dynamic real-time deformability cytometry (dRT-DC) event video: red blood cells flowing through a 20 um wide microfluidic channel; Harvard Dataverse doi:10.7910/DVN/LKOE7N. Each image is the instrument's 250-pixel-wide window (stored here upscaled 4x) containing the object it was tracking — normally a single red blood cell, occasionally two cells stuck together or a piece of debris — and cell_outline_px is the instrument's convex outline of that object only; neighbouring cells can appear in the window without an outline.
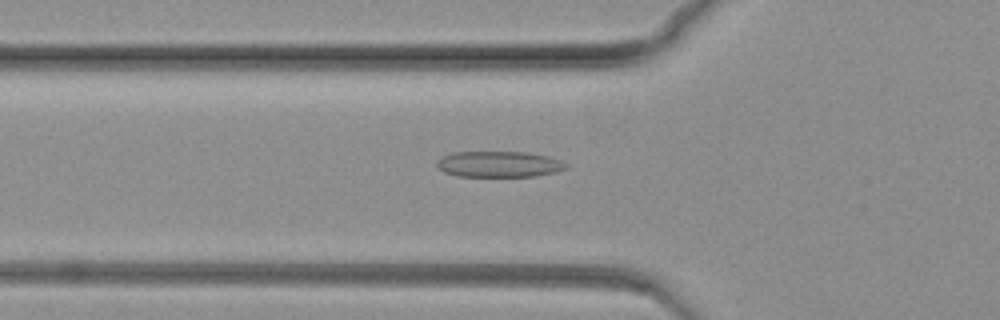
{"species": "common noctule bat (a hibernating species)", "species_latin": "Nyctalus noctula", "temperature_condition": "warm", "stored_images_in_passage": 81, "camera_frame_rate_fps": 3000, "um_per_image_px": 0.085, "animal": {"sex": "female", "body_mass_g": 19.3, "forearm_length_mm": 54.1}, "frame": {"image": 1, "passage_image": 28, "time_ms": 9.0, "image_size_px": [1000, 320], "cell_outline_px": [[568, 168], [536, 176], [456, 176], [444, 172], [436, 164], [436, 160], [440, 156], [452, 152], [524, 152], [548, 156], [560, 160], [568, 164]], "centroid_in_image_um": [42.37, 13.95], "position_along_channel_um": 83.4, "area_um2": 19.54}}
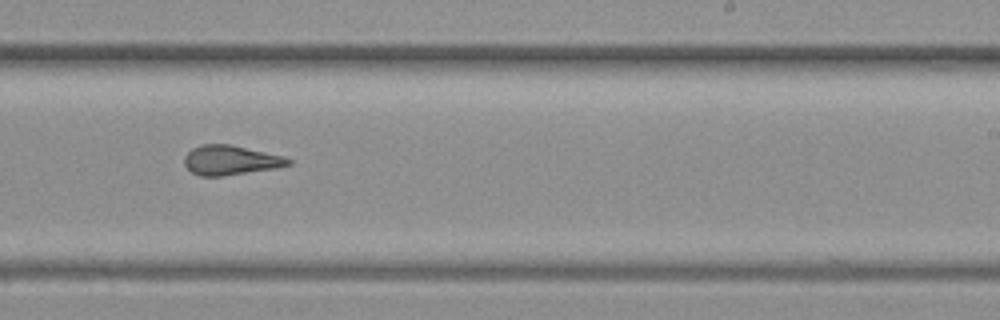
{"frame": {"image": 2, "passage_image": 50, "time_ms": 16.333, "image_size_px": [1000, 320], "cell_outline_px": [[292, 164], [276, 168], [224, 176], [200, 176], [192, 172], [184, 164], [184, 156], [192, 148], [200, 144], [228, 144], [284, 156], [292, 160]], "centroid_in_image_um": [19.59, 13.62], "position_along_channel_um": 269.4, "area_um2": 17.92}}
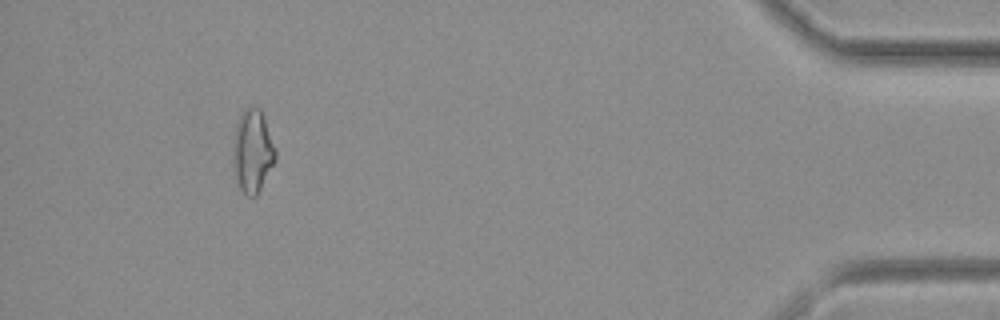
{"frame": {"image": 3, "passage_image": 75, "time_ms": 24.667, "image_size_px": [1000, 320], "cell_outline_px": [[276, 160], [256, 196], [244, 196], [236, 180], [232, 164], [232, 144], [236, 124], [244, 108], [252, 104], [260, 108], [264, 116], [276, 148]], "centroid_in_image_um": [21.45, 12.82], "position_along_channel_um": 413.7, "area_um2": 21.04}}